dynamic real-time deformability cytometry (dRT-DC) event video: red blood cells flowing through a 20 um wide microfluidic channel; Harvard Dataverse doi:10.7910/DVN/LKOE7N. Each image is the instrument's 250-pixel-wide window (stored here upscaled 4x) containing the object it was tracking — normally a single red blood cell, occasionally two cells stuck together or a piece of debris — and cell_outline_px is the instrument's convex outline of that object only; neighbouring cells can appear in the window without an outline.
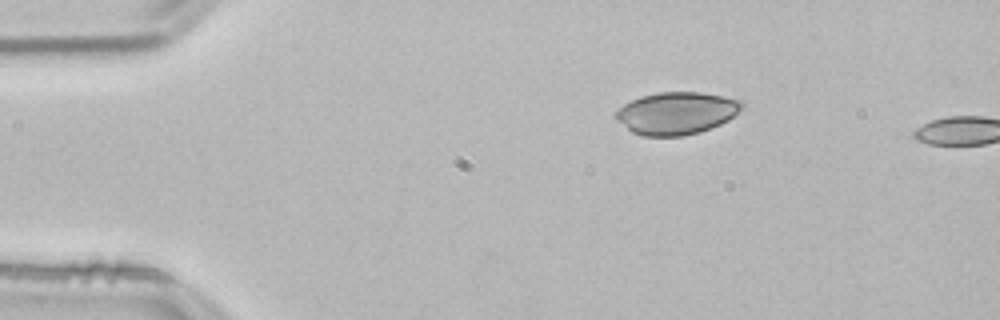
{"species": "common noctule bat (a hibernating species)", "species_latin": "Nyctalus noctula", "temperature_condition": "room temperature", "stored_images_in_passage": 4, "camera_frame_rate_fps": 3000, "um_per_image_px": 0.085, "animal": {"sex": "male", "body_mass_g": 21.5, "forearm_length_mm": 52.0}, "frame": {"image": 1, "passage_image": 1, "time_ms": 0.0, "image_size_px": [1000, 320], "cell_outline_px": [[744, 104], [728, 120], [720, 124], [700, 132], [684, 136], [640, 136], [632, 132], [616, 120], [612, 116], [624, 104], [640, 96], [656, 92], [700, 92], [724, 96], [740, 100]], "centroid_in_image_um": [57.45, 9.62], "position_along_channel_um": 27.5, "area_um2": 31.15}}